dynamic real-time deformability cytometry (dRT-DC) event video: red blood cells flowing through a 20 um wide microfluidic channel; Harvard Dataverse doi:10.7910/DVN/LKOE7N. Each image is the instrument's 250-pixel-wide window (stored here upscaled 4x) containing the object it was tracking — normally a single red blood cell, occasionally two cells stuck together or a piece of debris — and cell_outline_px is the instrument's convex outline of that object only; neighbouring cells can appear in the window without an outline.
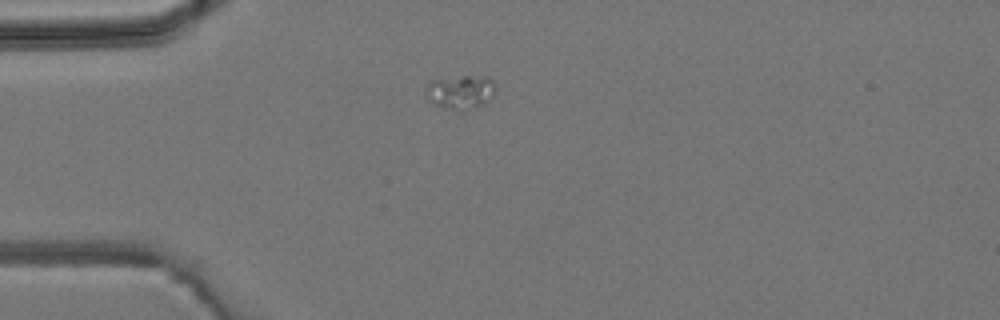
{"species": "common noctule bat (a hibernating species)", "species_latin": "Nyctalus noctula", "temperature_condition": "room temperature", "stored_images_in_passage": 1, "camera_frame_rate_fps": 3000, "um_per_image_px": 0.085, "animal": {"sex": "male", "body_mass_g": 19.2, "forearm_length_mm": 51.8}, "frame": {"image": 1, "passage_image": 1, "time_ms": 0.0, "image_size_px": [1000, 320], "cell_outline_px": [[496, 92], [484, 104], [464, 112], [460, 112], [436, 104], [428, 100], [424, 92], [424, 88], [428, 80], [460, 76], [488, 76], [496, 84]], "centroid_in_image_um": [39.13, 7.81], "position_along_channel_um": 45.9, "area_um2": 14.28}}